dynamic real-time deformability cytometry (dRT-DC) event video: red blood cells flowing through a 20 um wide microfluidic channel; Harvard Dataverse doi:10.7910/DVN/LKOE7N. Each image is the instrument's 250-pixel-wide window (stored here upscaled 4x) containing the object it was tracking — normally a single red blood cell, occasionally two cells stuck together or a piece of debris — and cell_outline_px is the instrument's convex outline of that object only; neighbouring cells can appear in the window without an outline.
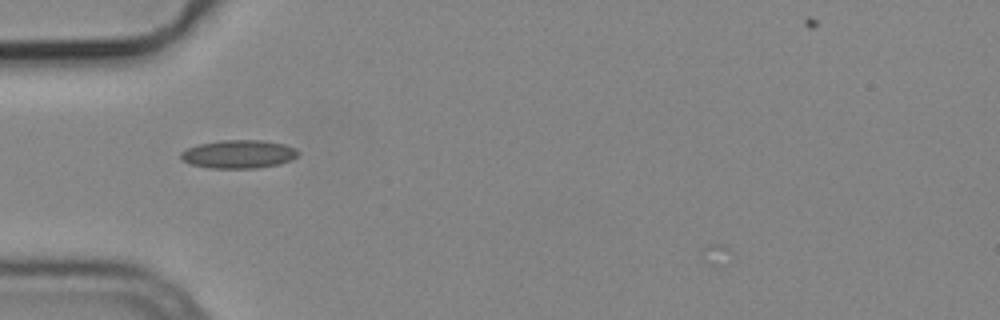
{"species": "common noctule bat (a hibernating species)", "species_latin": "Nyctalus noctula", "temperature_condition": "cold", "stored_images_in_passage": 24, "camera_frame_rate_fps": 3000, "um_per_image_px": 0.085, "animal": {"sex": "male", "body_mass_g": 19.2, "forearm_length_mm": 51.8}, "frame": {"image": 1, "passage_image": 1, "time_ms": 0.0, "image_size_px": [1000, 320], "cell_outline_px": [[300, 152], [292, 160], [280, 164], [256, 168], [208, 168], [192, 164], [184, 160], [180, 156], [180, 152], [188, 148], [200, 144], [220, 140], [264, 140], [284, 144]], "centroid_in_image_um": [20.3, 13.1], "position_along_channel_um": 64.7, "area_um2": 19.25}}